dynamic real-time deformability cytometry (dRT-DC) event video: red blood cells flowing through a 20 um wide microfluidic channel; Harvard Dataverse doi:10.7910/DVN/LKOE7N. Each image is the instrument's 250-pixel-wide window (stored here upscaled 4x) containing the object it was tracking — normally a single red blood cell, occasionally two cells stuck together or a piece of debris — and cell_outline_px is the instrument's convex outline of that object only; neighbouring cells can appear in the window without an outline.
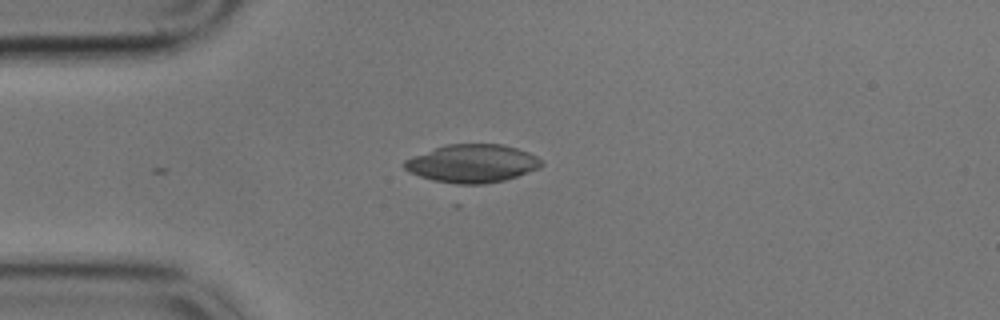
{"species": "common noctule bat (a hibernating species)", "species_latin": "Nyctalus noctula", "temperature_condition": "cold", "stored_images_in_passage": 18, "camera_frame_rate_fps": 3000, "um_per_image_px": 0.085, "animal": {"sex": "male", "body_mass_g": 17.9}, "frame": {"image": 1, "passage_image": 5, "time_ms": 1.333, "image_size_px": [1000, 320], "cell_outline_px": [[544, 164], [540, 168], [504, 180], [484, 184], [456, 184], [432, 180], [408, 172], [404, 168], [404, 160], [412, 156], [448, 144], [504, 144], [528, 152], [536, 156]], "centroid_in_image_um": [40.14, 13.9], "position_along_channel_um": 44.9, "area_um2": 30.35}}
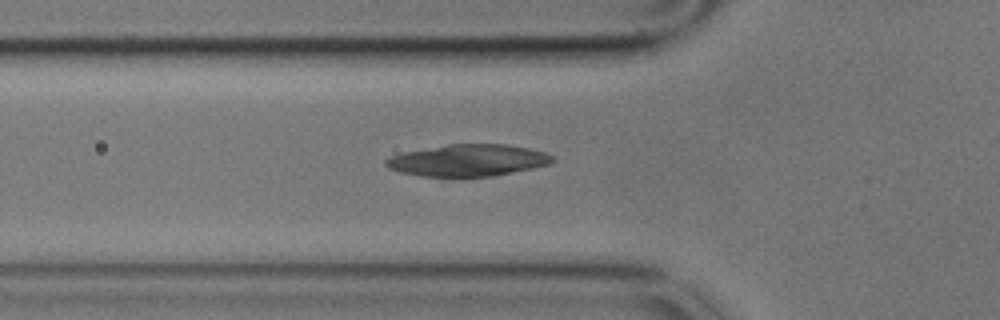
{"frame": {"image": 2, "passage_image": 10, "time_ms": 3.0, "image_size_px": [1000, 320], "cell_outline_px": [[556, 160], [548, 164], [532, 168], [492, 176], [464, 180], [444, 180], [420, 176], [400, 172], [388, 168], [384, 164], [384, 160], [392, 156], [404, 152], [448, 144], [508, 144], [528, 148], [544, 152], [552, 156]], "centroid_in_image_um": [39.72, 13.68], "position_along_channel_um": 86.1, "area_um2": 31.96}}
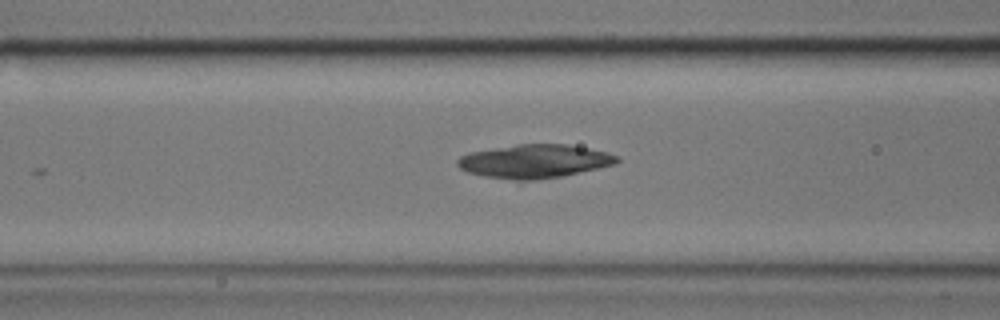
{"frame": {"image": 3, "passage_image": 13, "time_ms": 4.0, "image_size_px": [1000, 320], "cell_outline_px": [[620, 160], [616, 164], [564, 176], [536, 180], [512, 180], [484, 176], [468, 172], [460, 168], [456, 164], [456, 160], [460, 156], [468, 152], [520, 144], [564, 144], [588, 148], [608, 152], [620, 156]], "centroid_in_image_um": [45.44, 13.71], "position_along_channel_um": 121.2, "area_um2": 31.33}}